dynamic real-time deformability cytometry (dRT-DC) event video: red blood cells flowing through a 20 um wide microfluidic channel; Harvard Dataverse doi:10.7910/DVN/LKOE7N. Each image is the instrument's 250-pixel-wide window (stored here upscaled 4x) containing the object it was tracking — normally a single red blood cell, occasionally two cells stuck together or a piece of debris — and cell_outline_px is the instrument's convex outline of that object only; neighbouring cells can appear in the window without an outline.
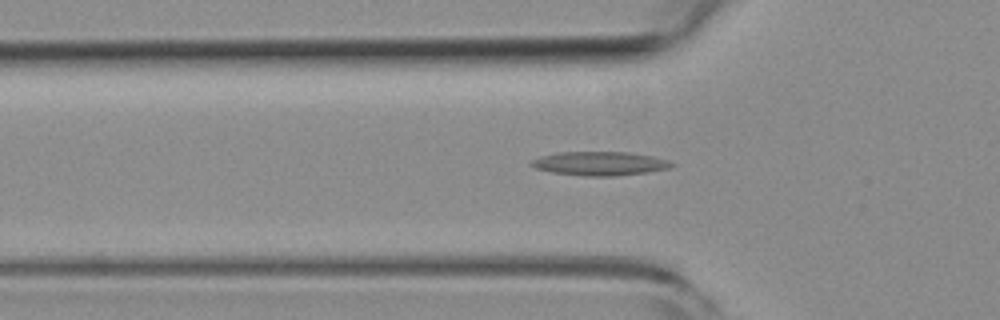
{"species": "common noctule bat (a hibernating species)", "species_latin": "Nyctalus noctula", "temperature_condition": "room temperature", "stored_images_in_passage": 47, "camera_frame_rate_fps": 3000, "um_per_image_px": 0.085, "animal": {"sex": "female", "body_mass_g": 19.3, "forearm_length_mm": 54.1}, "frame": {"image": 1, "passage_image": 14, "time_ms": 4.333, "image_size_px": [1000, 320], "cell_outline_px": [[676, 164], [668, 168], [648, 172], [616, 176], [584, 176], [552, 172], [536, 168], [528, 164], [532, 160], [540, 156], [560, 152], [628, 152], [652, 156], [668, 160]], "centroid_in_image_um": [50.98, 13.9], "position_along_channel_um": 74.8, "area_um2": 19.48}}
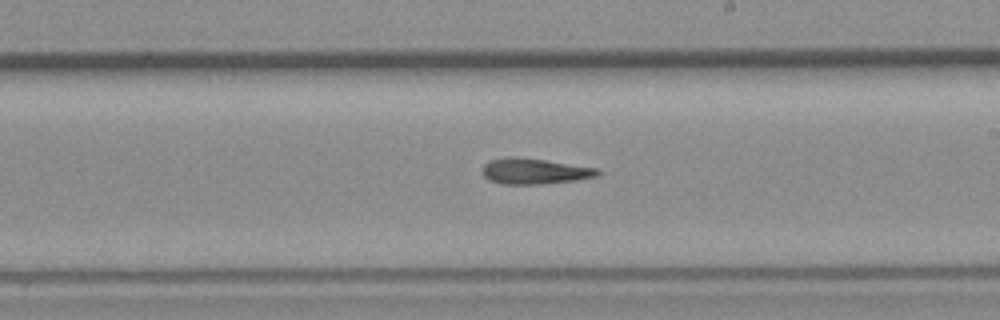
{"frame": {"image": 2, "passage_image": 27, "time_ms": 8.667, "image_size_px": [1000, 320], "cell_outline_px": [[600, 172], [596, 176], [576, 180], [540, 184], [504, 184], [488, 180], [480, 172], [480, 168], [484, 164], [492, 160], [508, 156], [512, 156], [544, 160], [596, 168]], "centroid_in_image_um": [45.35, 14.55], "position_along_channel_um": 243.7, "area_um2": 17.17}}
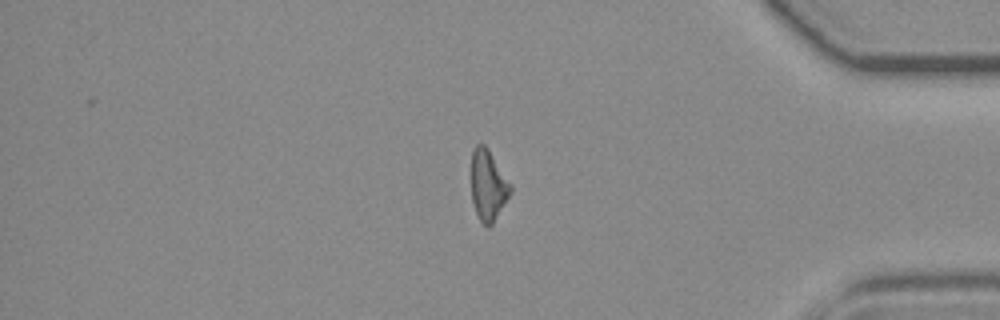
{"frame": {"image": 3, "passage_image": 41, "time_ms": 13.333, "image_size_px": [1000, 320], "cell_outline_px": [[512, 192], [492, 224], [488, 228], [480, 220], [476, 212], [472, 200], [472, 148], [476, 144], [484, 144], [488, 148], [512, 184]], "centroid_in_image_um": [41.51, 15.73], "position_along_channel_um": 393.7, "area_um2": 16.18}}